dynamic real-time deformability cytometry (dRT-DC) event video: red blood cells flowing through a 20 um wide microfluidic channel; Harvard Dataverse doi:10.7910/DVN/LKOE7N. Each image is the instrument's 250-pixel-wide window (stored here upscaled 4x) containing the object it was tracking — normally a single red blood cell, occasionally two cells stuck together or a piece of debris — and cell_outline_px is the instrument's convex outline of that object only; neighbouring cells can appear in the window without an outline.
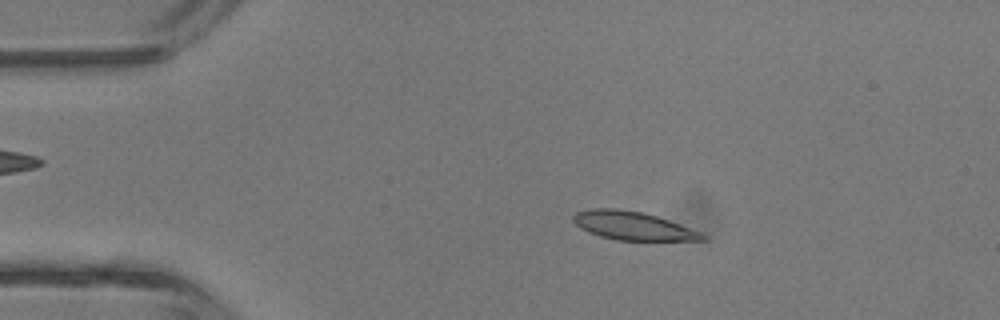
{"species": "common noctule bat (a hibernating species)", "species_latin": "Nyctalus noctula", "temperature_condition": "room temperature", "stored_images_in_passage": 4, "camera_frame_rate_fps": 3000, "um_per_image_px": 0.085, "animal": {"sex": "male", "body_mass_g": 13.3}, "frame": {"image": 1, "passage_image": 3, "time_ms": 2.333, "image_size_px": [1000, 320], "cell_outline_px": [[708, 240], [616, 240], [600, 236], [588, 232], [580, 228], [572, 220], [572, 216], [576, 212], [588, 208], [616, 208], [644, 212], [704, 232], [708, 236]], "centroid_in_image_um": [53.81, 19.18], "position_along_channel_um": 31.2, "area_um2": 21.62}}